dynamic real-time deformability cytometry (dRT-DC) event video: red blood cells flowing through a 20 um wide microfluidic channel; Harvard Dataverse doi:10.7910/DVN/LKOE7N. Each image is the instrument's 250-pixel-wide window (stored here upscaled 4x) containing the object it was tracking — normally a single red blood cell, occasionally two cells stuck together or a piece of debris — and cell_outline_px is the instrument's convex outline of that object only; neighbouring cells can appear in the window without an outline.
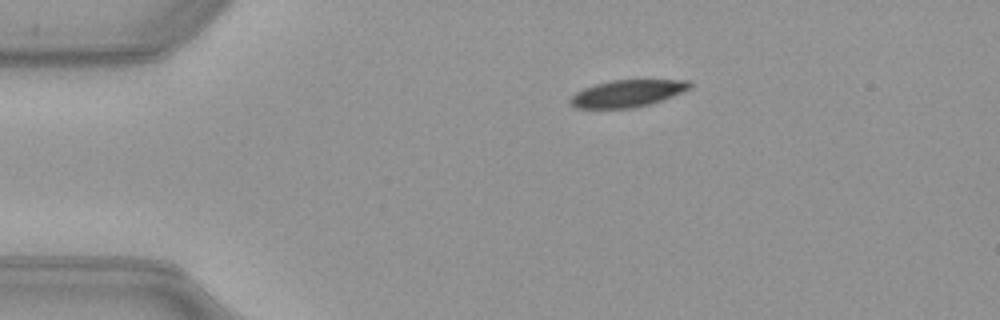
{"species": "common noctule bat (a hibernating species)", "species_latin": "Nyctalus noctula", "temperature_condition": "warm", "stored_images_in_passage": 43, "camera_frame_rate_fps": 3000, "um_per_image_px": 0.085, "animal": {"sex": "female", "body_mass_g": 21.9}, "frame": {"image": 1, "passage_image": 1, "time_ms": 0.0, "image_size_px": [1000, 320], "cell_outline_px": [[692, 88], [652, 104], [632, 108], [576, 108], [568, 100], [576, 92], [584, 88], [596, 84], [612, 80], [688, 80], [692, 84]], "centroid_in_image_um": [53.35, 7.94], "position_along_channel_um": 31.7, "area_um2": 18.79}}
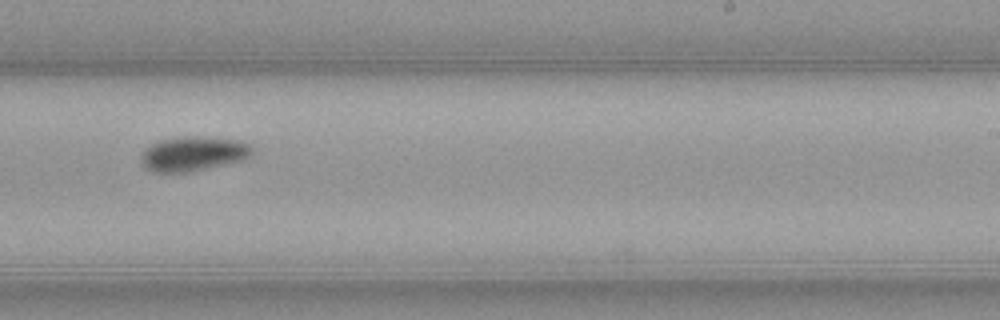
{"frame": {"image": 2, "passage_image": 23, "time_ms": 7.333, "image_size_px": [1000, 320], "cell_outline_px": [[252, 156], [244, 160], [192, 172], [152, 172], [144, 168], [140, 160], [144, 152], [152, 144], [164, 140], [184, 136], [196, 136], [236, 140], [252, 144]], "centroid_in_image_um": [16.47, 13.09], "position_along_channel_um": 272.5, "area_um2": 22.37}}
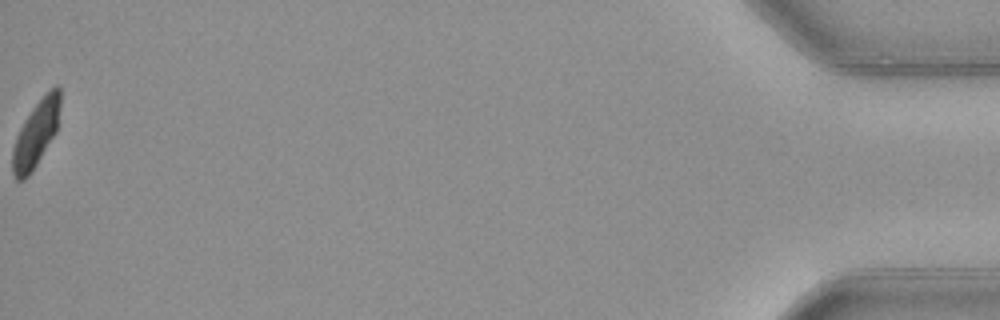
{"frame": {"image": 3, "passage_image": 43, "time_ms": 14.0, "image_size_px": [1000, 320], "cell_outline_px": [[60, 104], [56, 132], [32, 172], [24, 180], [16, 180], [12, 172], [12, 148], [16, 136], [24, 120], [32, 108], [56, 84], [60, 88]], "centroid_in_image_um": [3.04, 11.41], "position_along_channel_um": 432.2, "area_um2": 18.21}, "authors_computed_cell_mechanics": {"area_um2": 20.519, "velocity_mm_per_s": 3.9805, "shape_relaxation_time_tau1_ms": 3.1997, "shape_relaxation_time_tau2_ms": 3.5701, "deformation_change_tau1": 0.1485, "deformation_change_tau2": 0.0638}}